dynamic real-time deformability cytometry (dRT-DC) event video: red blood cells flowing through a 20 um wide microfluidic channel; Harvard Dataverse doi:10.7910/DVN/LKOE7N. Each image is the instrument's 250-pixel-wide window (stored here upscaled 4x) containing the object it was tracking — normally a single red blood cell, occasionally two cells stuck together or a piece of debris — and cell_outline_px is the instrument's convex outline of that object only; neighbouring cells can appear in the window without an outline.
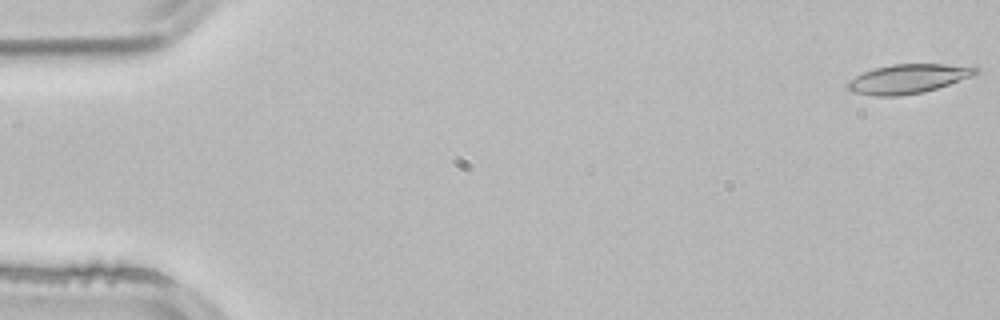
{"species": "common noctule bat (a hibernating species)", "species_latin": "Nyctalus noctula", "temperature_condition": "room temperature", "stored_images_in_passage": 52, "camera_frame_rate_fps": 3000, "um_per_image_px": 0.085, "animal": {"sex": "male", "body_mass_g": 21.5, "forearm_length_mm": 52.0}, "frame": {"image": 1, "passage_image": 1, "time_ms": 0.0, "image_size_px": [1000, 320], "cell_outline_px": [[980, 72], [972, 76], [924, 92], [896, 96], [872, 96], [852, 92], [848, 88], [848, 80], [864, 72], [876, 68], [892, 64], [944, 64], [980, 68]], "centroid_in_image_um": [77.17, 6.7], "position_along_channel_um": 7.8, "area_um2": 21.56}}
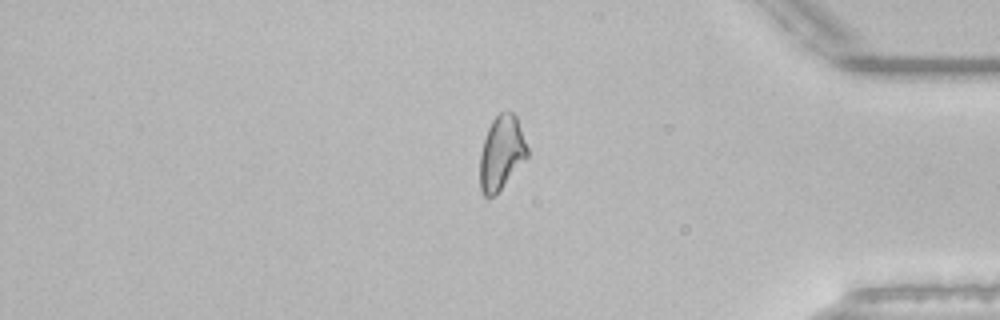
{"frame": {"image": 2, "passage_image": 44, "time_ms": 14.333, "image_size_px": [1000, 320], "cell_outline_px": [[528, 156], [500, 188], [492, 196], [484, 196], [480, 188], [480, 152], [488, 128], [492, 120], [500, 112], [512, 112], [516, 116], [528, 148]], "centroid_in_image_um": [42.61, 12.96], "position_along_channel_um": 392.6, "area_um2": 19.94}}
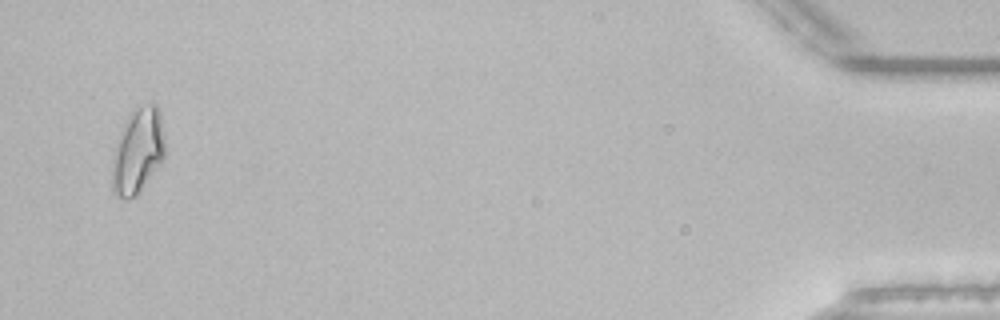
{"frame": {"image": 3, "passage_image": 51, "time_ms": 16.667, "image_size_px": [1000, 320], "cell_outline_px": [[164, 156], [136, 196], [124, 200], [116, 196], [112, 192], [112, 156], [116, 140], [128, 116], [136, 104], [156, 104], [160, 112], [164, 136]], "centroid_in_image_um": [11.67, 12.81], "position_along_channel_um": 423.5, "area_um2": 26.36}, "authors_computed_cell_mechanics": {"area_um2": 20.9236, "velocity_mm_per_s": 3.8781, "shape_relaxation_time_tau1_ms": null, "shape_relaxation_time_tau2_ms": 7.0138, "deformation_change_tau1": null, "deformation_change_tau2": 0.1635}}